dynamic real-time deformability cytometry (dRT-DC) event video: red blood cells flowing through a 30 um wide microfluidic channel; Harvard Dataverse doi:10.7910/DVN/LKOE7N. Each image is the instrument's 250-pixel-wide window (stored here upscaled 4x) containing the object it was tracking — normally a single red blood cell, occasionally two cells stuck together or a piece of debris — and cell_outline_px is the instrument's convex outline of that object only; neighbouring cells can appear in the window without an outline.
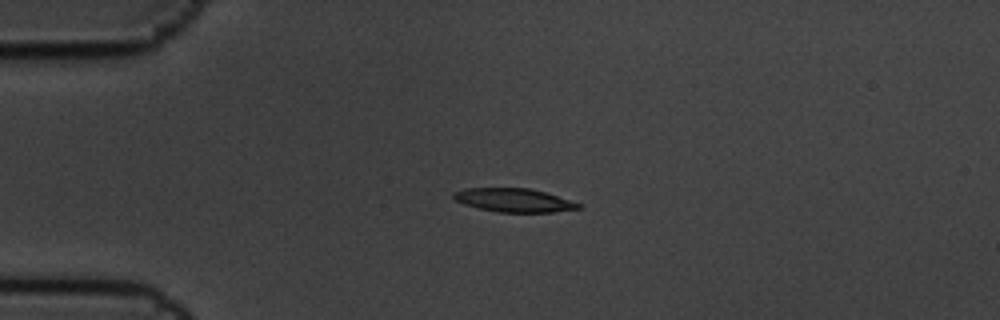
{"species": "common noctule bat (a hibernating species)", "species_latin": "Nyctalus noctula", "temperature_condition": "cold", "stored_images_in_passage": 6, "camera_frame_rate_fps": 3000, "um_per_image_px": 0.085, "animal": {"sex": "male", "body_mass_g": 19.5, "forearm_length_mm": 54.6}, "frame": {"image": 1, "passage_image": 5, "time_ms": 1.333, "image_size_px": [1000, 320], "cell_outline_px": [[584, 208], [552, 212], [496, 212], [464, 204], [456, 200], [452, 196], [452, 192], [464, 188], [528, 188], [544, 192], [584, 204]], "centroid_in_image_um": [43.71, 17.02], "position_along_channel_um": 41.3, "area_um2": 17.22}}